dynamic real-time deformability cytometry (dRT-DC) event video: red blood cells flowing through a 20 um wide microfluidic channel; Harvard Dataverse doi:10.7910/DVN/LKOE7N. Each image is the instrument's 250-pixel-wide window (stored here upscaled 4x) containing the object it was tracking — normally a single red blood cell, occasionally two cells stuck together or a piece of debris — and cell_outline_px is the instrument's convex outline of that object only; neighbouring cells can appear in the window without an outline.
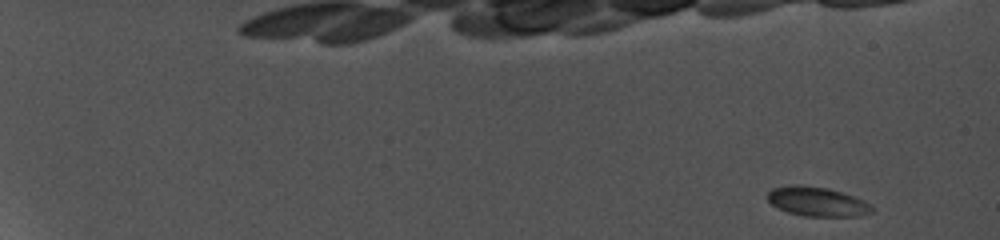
{"species": "common noctule bat (a hibernating species)", "species_latin": "Nyctalus noctula", "temperature_condition": "cold", "stored_images_in_passage": 10, "camera_frame_rate_fps": 5000, "um_per_image_px": 0.085, "animal": {"sex": "female", "body_mass_g": 19.0, "forearm_length_mm": 56.7}, "frame": {"image": 1, "passage_image": 1, "time_ms": 0.0, "image_size_px": [1000, 240], "cell_outline_px": [[872, 212], [860, 216], [804, 216], [788, 212], [772, 204], [768, 200], [768, 192], [772, 188], [824, 188], [840, 192], [852, 196], [868, 204], [872, 208]], "centroid_in_image_um": [69.49, 17.2], "position_along_channel_um": 15.5, "area_um2": 16.59}}
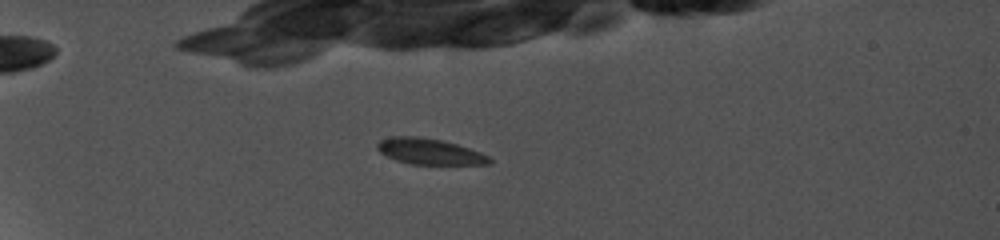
{"frame": {"image": 2, "passage_image": 7, "time_ms": 5.2, "image_size_px": [1000, 240], "cell_outline_px": [[492, 160], [488, 164], [408, 164], [396, 160], [380, 152], [376, 148], [376, 144], [380, 140], [400, 136], [408, 136], [440, 140], [456, 144], [480, 152], [488, 156]], "centroid_in_image_um": [36.49, 12.89], "position_along_channel_um": 48.5, "area_um2": 16.53}}